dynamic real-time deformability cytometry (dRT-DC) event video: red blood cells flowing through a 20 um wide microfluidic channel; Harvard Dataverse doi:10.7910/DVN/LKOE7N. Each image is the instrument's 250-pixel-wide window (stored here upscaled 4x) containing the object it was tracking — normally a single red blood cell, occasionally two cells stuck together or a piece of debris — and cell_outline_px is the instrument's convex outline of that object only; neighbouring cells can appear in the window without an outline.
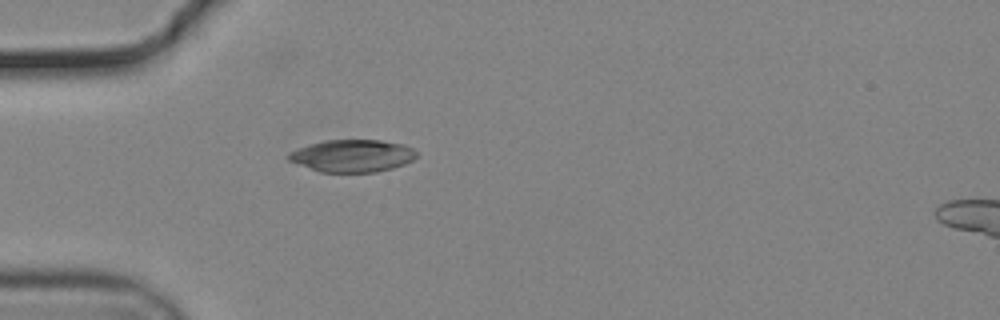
{"species": "common noctule bat (a hibernating species)", "species_latin": "Nyctalus noctula", "temperature_condition": "cold", "stored_images_in_passage": 40, "camera_frame_rate_fps": 3000, "um_per_image_px": 0.085, "animal": {"sex": "male", "body_mass_g": 19.2, "forearm_length_mm": 51.8}, "frame": {"image": 1, "passage_image": 1, "time_ms": 0.0, "image_size_px": [1000, 320], "cell_outline_px": [[416, 156], [412, 160], [404, 164], [392, 168], [376, 172], [320, 172], [288, 160], [288, 156], [292, 152], [300, 148], [324, 140], [380, 140], [404, 144], [412, 148], [416, 152]], "centroid_in_image_um": [29.99, 13.24], "position_along_channel_um": 55.0, "area_um2": 23.81}}
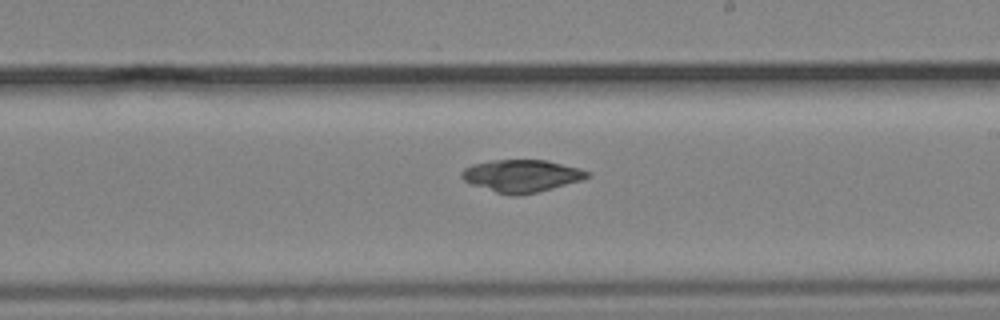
{"frame": {"image": 2, "passage_image": 17, "time_ms": 5.333, "image_size_px": [1000, 320], "cell_outline_px": [[592, 176], [580, 180], [552, 188], [520, 196], [512, 196], [496, 192], [472, 184], [464, 180], [460, 176], [460, 172], [464, 168], [472, 164], [492, 160], [548, 160], [580, 168], [592, 172]], "centroid_in_image_um": [44.35, 14.94], "position_along_channel_um": 244.7, "area_um2": 23.76}}
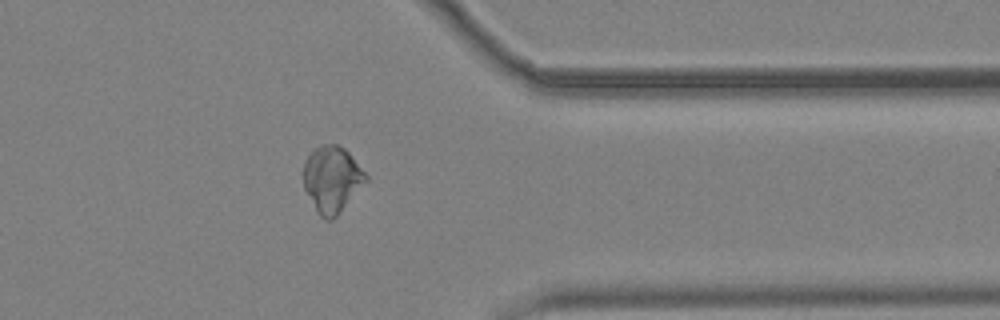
{"frame": {"image": 3, "passage_image": 29, "time_ms": 9.333, "image_size_px": [1000, 320], "cell_outline_px": [[368, 180], [340, 212], [332, 220], [324, 220], [316, 212], [304, 188], [304, 160], [320, 144], [336, 144], [344, 148], [348, 152], [368, 176]], "centroid_in_image_um": [28.21, 15.25], "position_along_channel_um": 383.2, "area_um2": 23.99}}